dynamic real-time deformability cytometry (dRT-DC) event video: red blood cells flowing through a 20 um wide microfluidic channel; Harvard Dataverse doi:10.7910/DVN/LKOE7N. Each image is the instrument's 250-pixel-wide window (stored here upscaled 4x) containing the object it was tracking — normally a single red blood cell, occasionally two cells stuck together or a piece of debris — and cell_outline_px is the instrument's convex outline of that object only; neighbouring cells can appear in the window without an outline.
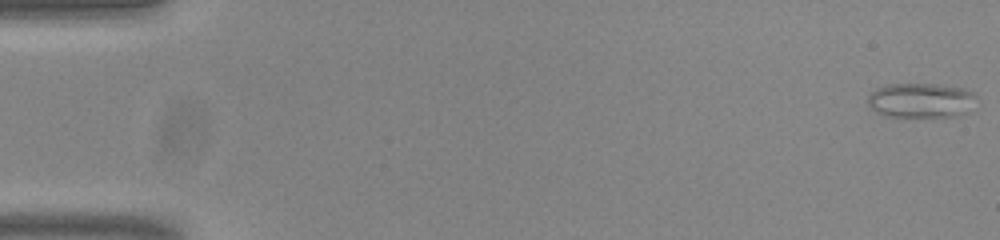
{"species": "common noctule bat (a hibernating species)", "species_latin": "Nyctalus noctula", "temperature_condition": "room temperature", "stored_images_in_passage": 54, "camera_frame_rate_fps": 3000, "um_per_image_px": 0.085, "animal": {"sex": "male", "body_mass_g": 20.0, "forearm_length_mm": 53.3}, "frame": {"image": 1, "passage_image": 1, "time_ms": 0.0, "image_size_px": [1000, 240], "cell_outline_px": [[976, 96], [968, 112], [956, 116], [884, 116], [876, 112], [868, 104], [868, 96], [876, 88], [888, 84], [936, 84], [964, 88], [972, 92]], "centroid_in_image_um": [78.26, 8.52], "position_along_channel_um": 6.7, "area_um2": 21.85}}
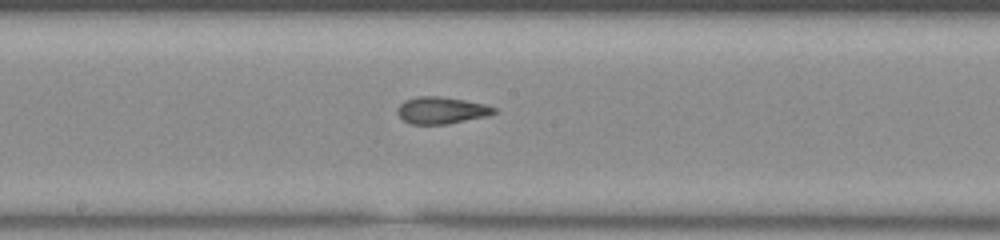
{"frame": {"image": 2, "passage_image": 29, "time_ms": 9.333, "image_size_px": [1000, 240], "cell_outline_px": [[496, 112], [488, 116], [448, 124], [412, 124], [404, 120], [396, 112], [396, 108], [404, 100], [416, 96], [440, 96], [464, 100], [484, 104], [496, 108]], "centroid_in_image_um": [37.5, 9.37], "position_along_channel_um": 210.7, "area_um2": 15.2}}
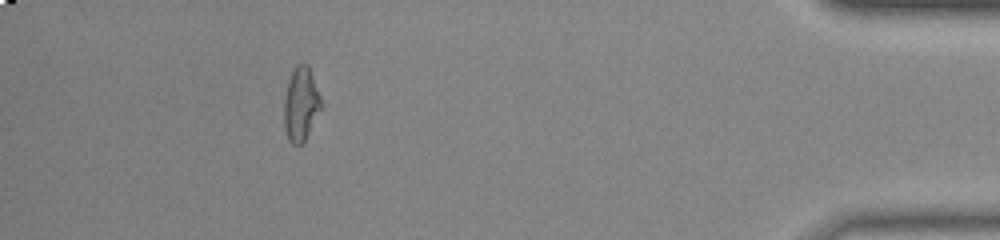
{"frame": {"image": 3, "passage_image": 49, "time_ms": 16.0, "image_size_px": [1000, 240], "cell_outline_px": [[320, 108], [304, 140], [300, 144], [292, 144], [288, 140], [284, 128], [284, 100], [288, 80], [296, 64], [308, 64], [320, 96]], "centroid_in_image_um": [25.54, 8.83], "position_along_channel_um": 409.7, "area_um2": 15.49}, "authors_computed_cell_mechanics": {"area_um2": 16.0106, "velocity_mm_per_s": 3.825, "shape_relaxation_time_tau1_ms": null, "shape_relaxation_time_tau2_ms": 2.6153, "deformation_change_tau1": null, "deformation_change_tau2": 0.1007}}